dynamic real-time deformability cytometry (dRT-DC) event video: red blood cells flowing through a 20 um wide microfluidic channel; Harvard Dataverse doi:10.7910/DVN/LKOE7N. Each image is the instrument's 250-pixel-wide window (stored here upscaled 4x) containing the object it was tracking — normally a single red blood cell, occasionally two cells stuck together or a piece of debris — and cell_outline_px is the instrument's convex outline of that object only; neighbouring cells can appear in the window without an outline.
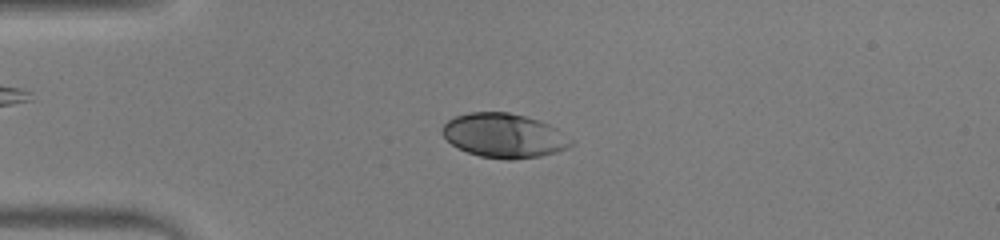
{"species": "human", "species_latin": "Homo sapiens", "temperature_condition": "warm", "stored_images_in_passage": 47, "camera_frame_rate_fps": 3000, "um_per_image_px": 0.085, "donor": {"sex": "male"}, "frame": {"image": 1, "passage_image": 8, "time_ms": 2.333, "image_size_px": [1000, 240], "cell_outline_px": [[576, 140], [568, 148], [556, 152], [540, 156], [512, 160], [504, 160], [480, 156], [468, 152], [452, 144], [444, 136], [440, 128], [448, 120], [456, 116], [468, 112], [508, 112], [540, 120], [556, 128]], "centroid_in_image_um": [42.88, 11.52], "position_along_channel_um": 42.1, "area_um2": 33.35}}
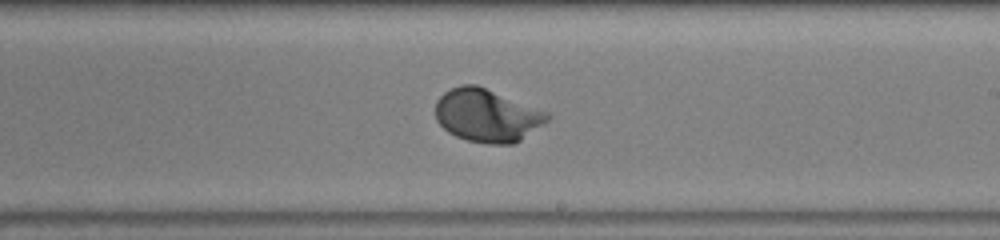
{"frame": {"image": 2, "passage_image": 26, "time_ms": 8.333, "image_size_px": [1000, 240], "cell_outline_px": [[552, 116], [548, 120], [520, 140], [512, 144], [488, 144], [468, 140], [456, 136], [448, 132], [436, 120], [436, 100], [444, 92], [460, 84], [476, 84], [548, 112]], "centroid_in_image_um": [41.38, 9.8], "position_along_channel_um": 247.6, "area_um2": 34.33}}
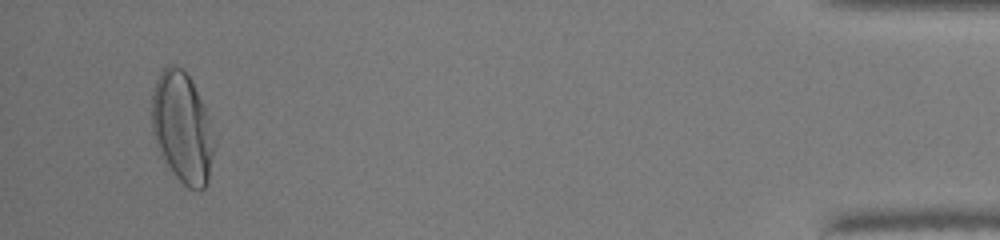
{"frame": {"image": 3, "passage_image": 45, "time_ms": 14.667, "image_size_px": [1000, 240], "cell_outline_px": [[212, 156], [208, 184], [200, 192], [188, 188], [176, 176], [160, 156], [152, 132], [152, 92], [156, 80], [160, 72], [168, 64], [176, 64], [184, 68], [204, 108], [208, 120], [212, 148]], "centroid_in_image_um": [15.43, 10.86], "position_along_channel_um": 419.8, "area_um2": 39.54}, "authors_computed_cell_mechanics": {"area_um2": 34.102, "velocity_mm_per_s": 3.8991, "shape_relaxation_time_tau1_ms": 2.054, "shape_relaxation_time_tau2_ms": null, "deformation_change_tau1": 0.1659, "deformation_change_tau2": null}}